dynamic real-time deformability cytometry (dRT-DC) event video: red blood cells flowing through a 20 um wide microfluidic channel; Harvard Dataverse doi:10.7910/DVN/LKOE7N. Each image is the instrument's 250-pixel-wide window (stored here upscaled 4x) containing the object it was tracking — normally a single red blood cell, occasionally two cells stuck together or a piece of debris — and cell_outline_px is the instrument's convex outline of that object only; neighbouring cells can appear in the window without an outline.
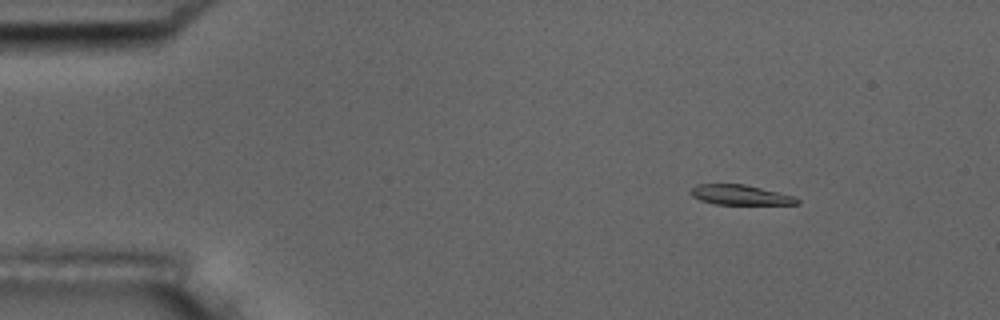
{"species": "common noctule bat (a hibernating species)", "species_latin": "Nyctalus noctula", "temperature_condition": "room temperature", "stored_images_in_passage": 4, "camera_frame_rate_fps": 3000, "um_per_image_px": 0.085, "animal": {"sex": "male", "body_mass_g": 17.5, "forearm_length_mm": 52.3}, "frame": {"image": 1, "passage_image": 2, "time_ms": 1.333, "image_size_px": [1000, 320], "cell_outline_px": [[800, 204], [716, 204], [700, 200], [692, 196], [688, 192], [696, 184], [744, 184], [796, 196], [800, 200]], "centroid_in_image_um": [62.92, 16.56], "position_along_channel_um": 22.1, "area_um2": 12.43}}